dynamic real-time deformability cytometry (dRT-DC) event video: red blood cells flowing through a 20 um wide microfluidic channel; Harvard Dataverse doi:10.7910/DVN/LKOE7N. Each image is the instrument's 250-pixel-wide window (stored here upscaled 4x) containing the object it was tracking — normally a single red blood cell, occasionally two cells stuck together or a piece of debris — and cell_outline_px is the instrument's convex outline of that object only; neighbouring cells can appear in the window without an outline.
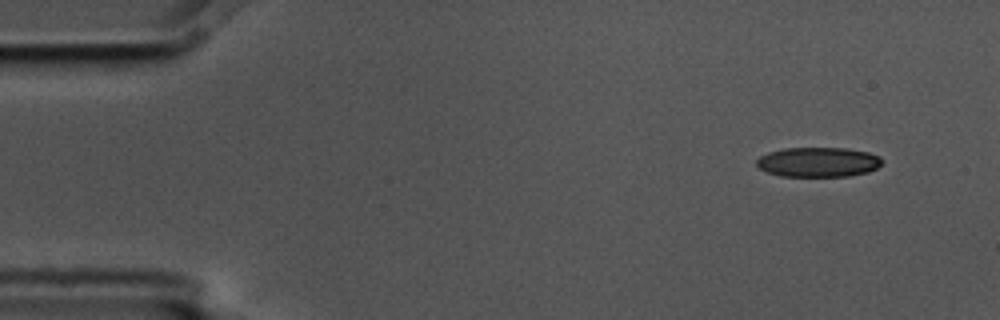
{"species": "common noctule bat (a hibernating species)", "species_latin": "Nyctalus noctula", "temperature_condition": "cold", "stored_images_in_passage": 5, "segment_of_instrument_passage": [1, 2], "camera_frame_rate_fps": 3000, "um_per_image_px": 0.085, "animal": {"sex": "male", "body_mass_g": 17.5, "forearm_length_mm": 52.3}, "frame": {"image": 1, "passage_image": 1, "time_ms": 0.0, "image_size_px": [1000, 320], "cell_outline_px": [[880, 164], [876, 168], [868, 172], [848, 176], [780, 176], [768, 172], [760, 168], [756, 164], [756, 160], [760, 156], [768, 152], [784, 148], [848, 148], [868, 152], [880, 156]], "centroid_in_image_um": [69.53, 13.77], "position_along_channel_um": 15.5, "area_um2": 21.68}}